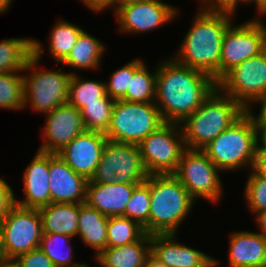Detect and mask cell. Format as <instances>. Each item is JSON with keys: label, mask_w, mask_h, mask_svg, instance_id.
<instances>
[{"label": "cell", "mask_w": 266, "mask_h": 267, "mask_svg": "<svg viewBox=\"0 0 266 267\" xmlns=\"http://www.w3.org/2000/svg\"><path fill=\"white\" fill-rule=\"evenodd\" d=\"M216 87V81L207 73L170 57L157 66L154 102L164 122L180 124Z\"/></svg>", "instance_id": "cell-1"}, {"label": "cell", "mask_w": 266, "mask_h": 267, "mask_svg": "<svg viewBox=\"0 0 266 267\" xmlns=\"http://www.w3.org/2000/svg\"><path fill=\"white\" fill-rule=\"evenodd\" d=\"M231 16L234 15L199 8L173 58L180 64L207 73L217 82L220 79L222 40L225 31L233 23Z\"/></svg>", "instance_id": "cell-2"}, {"label": "cell", "mask_w": 266, "mask_h": 267, "mask_svg": "<svg viewBox=\"0 0 266 267\" xmlns=\"http://www.w3.org/2000/svg\"><path fill=\"white\" fill-rule=\"evenodd\" d=\"M246 111L216 87L202 105L180 123L186 148L202 150Z\"/></svg>", "instance_id": "cell-3"}, {"label": "cell", "mask_w": 266, "mask_h": 267, "mask_svg": "<svg viewBox=\"0 0 266 267\" xmlns=\"http://www.w3.org/2000/svg\"><path fill=\"white\" fill-rule=\"evenodd\" d=\"M149 235L177 234L194 200L173 174L149 175Z\"/></svg>", "instance_id": "cell-4"}, {"label": "cell", "mask_w": 266, "mask_h": 267, "mask_svg": "<svg viewBox=\"0 0 266 267\" xmlns=\"http://www.w3.org/2000/svg\"><path fill=\"white\" fill-rule=\"evenodd\" d=\"M202 150L220 171L252 169L257 152L254 112L247 110Z\"/></svg>", "instance_id": "cell-5"}, {"label": "cell", "mask_w": 266, "mask_h": 267, "mask_svg": "<svg viewBox=\"0 0 266 267\" xmlns=\"http://www.w3.org/2000/svg\"><path fill=\"white\" fill-rule=\"evenodd\" d=\"M44 49L40 41L33 39V54L23 70L33 72L28 73L29 75L22 74L25 107L30 103L32 110L39 113H48L67 103L68 85L72 75V72L65 73L61 68L58 71L39 70L37 65L41 61Z\"/></svg>", "instance_id": "cell-6"}, {"label": "cell", "mask_w": 266, "mask_h": 267, "mask_svg": "<svg viewBox=\"0 0 266 267\" xmlns=\"http://www.w3.org/2000/svg\"><path fill=\"white\" fill-rule=\"evenodd\" d=\"M163 123L155 102L116 100L105 136L112 142L138 145Z\"/></svg>", "instance_id": "cell-7"}, {"label": "cell", "mask_w": 266, "mask_h": 267, "mask_svg": "<svg viewBox=\"0 0 266 267\" xmlns=\"http://www.w3.org/2000/svg\"><path fill=\"white\" fill-rule=\"evenodd\" d=\"M149 176L139 145L107 140L90 182L141 184Z\"/></svg>", "instance_id": "cell-8"}, {"label": "cell", "mask_w": 266, "mask_h": 267, "mask_svg": "<svg viewBox=\"0 0 266 267\" xmlns=\"http://www.w3.org/2000/svg\"><path fill=\"white\" fill-rule=\"evenodd\" d=\"M138 145L149 175L173 174L186 149L181 125L170 122H164Z\"/></svg>", "instance_id": "cell-9"}, {"label": "cell", "mask_w": 266, "mask_h": 267, "mask_svg": "<svg viewBox=\"0 0 266 267\" xmlns=\"http://www.w3.org/2000/svg\"><path fill=\"white\" fill-rule=\"evenodd\" d=\"M217 88L246 110L266 95V50L234 66L217 82Z\"/></svg>", "instance_id": "cell-10"}, {"label": "cell", "mask_w": 266, "mask_h": 267, "mask_svg": "<svg viewBox=\"0 0 266 267\" xmlns=\"http://www.w3.org/2000/svg\"><path fill=\"white\" fill-rule=\"evenodd\" d=\"M219 171L203 150L186 148L173 175L194 200L200 197L217 203L223 193Z\"/></svg>", "instance_id": "cell-11"}, {"label": "cell", "mask_w": 266, "mask_h": 267, "mask_svg": "<svg viewBox=\"0 0 266 267\" xmlns=\"http://www.w3.org/2000/svg\"><path fill=\"white\" fill-rule=\"evenodd\" d=\"M1 227L7 260H15L40 246L42 225L38 209L14 204L2 219Z\"/></svg>", "instance_id": "cell-12"}, {"label": "cell", "mask_w": 266, "mask_h": 267, "mask_svg": "<svg viewBox=\"0 0 266 267\" xmlns=\"http://www.w3.org/2000/svg\"><path fill=\"white\" fill-rule=\"evenodd\" d=\"M262 21L255 17L227 28L221 47L220 78L234 66L266 50V29Z\"/></svg>", "instance_id": "cell-13"}, {"label": "cell", "mask_w": 266, "mask_h": 267, "mask_svg": "<svg viewBox=\"0 0 266 267\" xmlns=\"http://www.w3.org/2000/svg\"><path fill=\"white\" fill-rule=\"evenodd\" d=\"M160 0H145L118 7L114 12L120 33L141 34L171 22L177 8Z\"/></svg>", "instance_id": "cell-14"}, {"label": "cell", "mask_w": 266, "mask_h": 267, "mask_svg": "<svg viewBox=\"0 0 266 267\" xmlns=\"http://www.w3.org/2000/svg\"><path fill=\"white\" fill-rule=\"evenodd\" d=\"M45 116L46 123L42 135L44 139L38 151L58 153L86 130L80 110L69 103L59 105L45 113Z\"/></svg>", "instance_id": "cell-15"}, {"label": "cell", "mask_w": 266, "mask_h": 267, "mask_svg": "<svg viewBox=\"0 0 266 267\" xmlns=\"http://www.w3.org/2000/svg\"><path fill=\"white\" fill-rule=\"evenodd\" d=\"M107 140L104 133L85 130L57 154L73 171L89 181L96 171Z\"/></svg>", "instance_id": "cell-16"}, {"label": "cell", "mask_w": 266, "mask_h": 267, "mask_svg": "<svg viewBox=\"0 0 266 267\" xmlns=\"http://www.w3.org/2000/svg\"><path fill=\"white\" fill-rule=\"evenodd\" d=\"M52 203H84L88 180L73 171L57 153H49Z\"/></svg>", "instance_id": "cell-17"}, {"label": "cell", "mask_w": 266, "mask_h": 267, "mask_svg": "<svg viewBox=\"0 0 266 267\" xmlns=\"http://www.w3.org/2000/svg\"><path fill=\"white\" fill-rule=\"evenodd\" d=\"M49 183V153L37 151L23 173L25 198L22 200L14 198L15 204L32 209L49 205L51 203Z\"/></svg>", "instance_id": "cell-18"}, {"label": "cell", "mask_w": 266, "mask_h": 267, "mask_svg": "<svg viewBox=\"0 0 266 267\" xmlns=\"http://www.w3.org/2000/svg\"><path fill=\"white\" fill-rule=\"evenodd\" d=\"M138 184L87 183L86 203L106 217L124 216L126 205Z\"/></svg>", "instance_id": "cell-19"}, {"label": "cell", "mask_w": 266, "mask_h": 267, "mask_svg": "<svg viewBox=\"0 0 266 267\" xmlns=\"http://www.w3.org/2000/svg\"><path fill=\"white\" fill-rule=\"evenodd\" d=\"M176 237V234L151 235V253L170 267H201L211 258L202 251L180 244Z\"/></svg>", "instance_id": "cell-20"}, {"label": "cell", "mask_w": 266, "mask_h": 267, "mask_svg": "<svg viewBox=\"0 0 266 267\" xmlns=\"http://www.w3.org/2000/svg\"><path fill=\"white\" fill-rule=\"evenodd\" d=\"M229 241L230 267H266V238L262 234L238 231Z\"/></svg>", "instance_id": "cell-21"}, {"label": "cell", "mask_w": 266, "mask_h": 267, "mask_svg": "<svg viewBox=\"0 0 266 267\" xmlns=\"http://www.w3.org/2000/svg\"><path fill=\"white\" fill-rule=\"evenodd\" d=\"M151 253V235L144 234L138 241L116 247H106L95 261L102 267H143Z\"/></svg>", "instance_id": "cell-22"}, {"label": "cell", "mask_w": 266, "mask_h": 267, "mask_svg": "<svg viewBox=\"0 0 266 267\" xmlns=\"http://www.w3.org/2000/svg\"><path fill=\"white\" fill-rule=\"evenodd\" d=\"M39 210L42 233L75 237L78 234L79 203H50Z\"/></svg>", "instance_id": "cell-23"}, {"label": "cell", "mask_w": 266, "mask_h": 267, "mask_svg": "<svg viewBox=\"0 0 266 267\" xmlns=\"http://www.w3.org/2000/svg\"><path fill=\"white\" fill-rule=\"evenodd\" d=\"M108 217L86 202L79 203L78 234L83 243L95 250L97 256L107 247Z\"/></svg>", "instance_id": "cell-24"}, {"label": "cell", "mask_w": 266, "mask_h": 267, "mask_svg": "<svg viewBox=\"0 0 266 267\" xmlns=\"http://www.w3.org/2000/svg\"><path fill=\"white\" fill-rule=\"evenodd\" d=\"M106 48L96 37H93L86 31H82L77 38L71 52L61 65L70 66V68L89 70L98 69Z\"/></svg>", "instance_id": "cell-25"}, {"label": "cell", "mask_w": 266, "mask_h": 267, "mask_svg": "<svg viewBox=\"0 0 266 267\" xmlns=\"http://www.w3.org/2000/svg\"><path fill=\"white\" fill-rule=\"evenodd\" d=\"M32 54V37L9 38L0 41V73L23 72Z\"/></svg>", "instance_id": "cell-26"}, {"label": "cell", "mask_w": 266, "mask_h": 267, "mask_svg": "<svg viewBox=\"0 0 266 267\" xmlns=\"http://www.w3.org/2000/svg\"><path fill=\"white\" fill-rule=\"evenodd\" d=\"M72 238L69 235L42 233L39 248L49 257L55 267H86L88 264L75 263L73 260V247L70 245ZM65 248L66 251H64Z\"/></svg>", "instance_id": "cell-27"}, {"label": "cell", "mask_w": 266, "mask_h": 267, "mask_svg": "<svg viewBox=\"0 0 266 267\" xmlns=\"http://www.w3.org/2000/svg\"><path fill=\"white\" fill-rule=\"evenodd\" d=\"M83 30L67 20H58L54 24L49 35L48 50L57 63H62L67 58Z\"/></svg>", "instance_id": "cell-28"}, {"label": "cell", "mask_w": 266, "mask_h": 267, "mask_svg": "<svg viewBox=\"0 0 266 267\" xmlns=\"http://www.w3.org/2000/svg\"><path fill=\"white\" fill-rule=\"evenodd\" d=\"M105 82L95 80H85L72 73L68 85L67 103L76 107L78 110L86 104L99 102V98L105 97Z\"/></svg>", "instance_id": "cell-29"}, {"label": "cell", "mask_w": 266, "mask_h": 267, "mask_svg": "<svg viewBox=\"0 0 266 267\" xmlns=\"http://www.w3.org/2000/svg\"><path fill=\"white\" fill-rule=\"evenodd\" d=\"M157 69L153 73L148 71L144 62L130 78L125 97L127 102L149 103L155 101Z\"/></svg>", "instance_id": "cell-30"}, {"label": "cell", "mask_w": 266, "mask_h": 267, "mask_svg": "<svg viewBox=\"0 0 266 267\" xmlns=\"http://www.w3.org/2000/svg\"><path fill=\"white\" fill-rule=\"evenodd\" d=\"M107 247H116L138 241L144 234V228L136 221L124 216L108 218Z\"/></svg>", "instance_id": "cell-31"}, {"label": "cell", "mask_w": 266, "mask_h": 267, "mask_svg": "<svg viewBox=\"0 0 266 267\" xmlns=\"http://www.w3.org/2000/svg\"><path fill=\"white\" fill-rule=\"evenodd\" d=\"M115 100L109 95L99 98V102L86 104L80 109L84 127L87 131L106 133Z\"/></svg>", "instance_id": "cell-32"}, {"label": "cell", "mask_w": 266, "mask_h": 267, "mask_svg": "<svg viewBox=\"0 0 266 267\" xmlns=\"http://www.w3.org/2000/svg\"><path fill=\"white\" fill-rule=\"evenodd\" d=\"M150 201L151 197L148 176L143 183L134 187L124 211V217L138 222L148 235Z\"/></svg>", "instance_id": "cell-33"}, {"label": "cell", "mask_w": 266, "mask_h": 267, "mask_svg": "<svg viewBox=\"0 0 266 267\" xmlns=\"http://www.w3.org/2000/svg\"><path fill=\"white\" fill-rule=\"evenodd\" d=\"M24 107V86L21 72L0 73V109L19 111Z\"/></svg>", "instance_id": "cell-34"}, {"label": "cell", "mask_w": 266, "mask_h": 267, "mask_svg": "<svg viewBox=\"0 0 266 267\" xmlns=\"http://www.w3.org/2000/svg\"><path fill=\"white\" fill-rule=\"evenodd\" d=\"M143 63L141 59L137 58L112 72L108 83L105 82L106 94L115 101L122 100L126 95L130 78Z\"/></svg>", "instance_id": "cell-35"}, {"label": "cell", "mask_w": 266, "mask_h": 267, "mask_svg": "<svg viewBox=\"0 0 266 267\" xmlns=\"http://www.w3.org/2000/svg\"><path fill=\"white\" fill-rule=\"evenodd\" d=\"M245 185V201L249 209L257 214L266 210V179L257 175L252 169Z\"/></svg>", "instance_id": "cell-36"}, {"label": "cell", "mask_w": 266, "mask_h": 267, "mask_svg": "<svg viewBox=\"0 0 266 267\" xmlns=\"http://www.w3.org/2000/svg\"><path fill=\"white\" fill-rule=\"evenodd\" d=\"M15 260L21 267H55L53 262L39 247L20 255Z\"/></svg>", "instance_id": "cell-37"}, {"label": "cell", "mask_w": 266, "mask_h": 267, "mask_svg": "<svg viewBox=\"0 0 266 267\" xmlns=\"http://www.w3.org/2000/svg\"><path fill=\"white\" fill-rule=\"evenodd\" d=\"M201 1V0H200ZM202 8L208 12H226L235 15L239 0H202Z\"/></svg>", "instance_id": "cell-38"}, {"label": "cell", "mask_w": 266, "mask_h": 267, "mask_svg": "<svg viewBox=\"0 0 266 267\" xmlns=\"http://www.w3.org/2000/svg\"><path fill=\"white\" fill-rule=\"evenodd\" d=\"M12 189L4 179L0 178V222L15 204V195Z\"/></svg>", "instance_id": "cell-39"}, {"label": "cell", "mask_w": 266, "mask_h": 267, "mask_svg": "<svg viewBox=\"0 0 266 267\" xmlns=\"http://www.w3.org/2000/svg\"><path fill=\"white\" fill-rule=\"evenodd\" d=\"M252 170L266 179V151L257 150Z\"/></svg>", "instance_id": "cell-40"}, {"label": "cell", "mask_w": 266, "mask_h": 267, "mask_svg": "<svg viewBox=\"0 0 266 267\" xmlns=\"http://www.w3.org/2000/svg\"><path fill=\"white\" fill-rule=\"evenodd\" d=\"M85 6L92 11L103 12L106 9H110L112 6L113 0H81Z\"/></svg>", "instance_id": "cell-41"}, {"label": "cell", "mask_w": 266, "mask_h": 267, "mask_svg": "<svg viewBox=\"0 0 266 267\" xmlns=\"http://www.w3.org/2000/svg\"><path fill=\"white\" fill-rule=\"evenodd\" d=\"M257 150L266 151V123H256Z\"/></svg>", "instance_id": "cell-42"}, {"label": "cell", "mask_w": 266, "mask_h": 267, "mask_svg": "<svg viewBox=\"0 0 266 267\" xmlns=\"http://www.w3.org/2000/svg\"><path fill=\"white\" fill-rule=\"evenodd\" d=\"M257 225L260 227L259 233L266 238V210L259 212L255 216Z\"/></svg>", "instance_id": "cell-43"}, {"label": "cell", "mask_w": 266, "mask_h": 267, "mask_svg": "<svg viewBox=\"0 0 266 267\" xmlns=\"http://www.w3.org/2000/svg\"><path fill=\"white\" fill-rule=\"evenodd\" d=\"M261 103V110L257 115H254L255 123H266V95L259 101Z\"/></svg>", "instance_id": "cell-44"}, {"label": "cell", "mask_w": 266, "mask_h": 267, "mask_svg": "<svg viewBox=\"0 0 266 267\" xmlns=\"http://www.w3.org/2000/svg\"><path fill=\"white\" fill-rule=\"evenodd\" d=\"M143 267H170V266H168L164 262H161L152 253H150Z\"/></svg>", "instance_id": "cell-45"}, {"label": "cell", "mask_w": 266, "mask_h": 267, "mask_svg": "<svg viewBox=\"0 0 266 267\" xmlns=\"http://www.w3.org/2000/svg\"><path fill=\"white\" fill-rule=\"evenodd\" d=\"M145 0H113L111 8L115 11L118 7Z\"/></svg>", "instance_id": "cell-46"}, {"label": "cell", "mask_w": 266, "mask_h": 267, "mask_svg": "<svg viewBox=\"0 0 266 267\" xmlns=\"http://www.w3.org/2000/svg\"><path fill=\"white\" fill-rule=\"evenodd\" d=\"M14 0H0V14L4 13L6 10L10 8V4Z\"/></svg>", "instance_id": "cell-47"}, {"label": "cell", "mask_w": 266, "mask_h": 267, "mask_svg": "<svg viewBox=\"0 0 266 267\" xmlns=\"http://www.w3.org/2000/svg\"><path fill=\"white\" fill-rule=\"evenodd\" d=\"M0 267H21L16 260H4L0 263Z\"/></svg>", "instance_id": "cell-48"}, {"label": "cell", "mask_w": 266, "mask_h": 267, "mask_svg": "<svg viewBox=\"0 0 266 267\" xmlns=\"http://www.w3.org/2000/svg\"><path fill=\"white\" fill-rule=\"evenodd\" d=\"M6 260L3 250L2 227L0 222V263Z\"/></svg>", "instance_id": "cell-49"}, {"label": "cell", "mask_w": 266, "mask_h": 267, "mask_svg": "<svg viewBox=\"0 0 266 267\" xmlns=\"http://www.w3.org/2000/svg\"><path fill=\"white\" fill-rule=\"evenodd\" d=\"M266 10V0H257V11L263 13Z\"/></svg>", "instance_id": "cell-50"}, {"label": "cell", "mask_w": 266, "mask_h": 267, "mask_svg": "<svg viewBox=\"0 0 266 267\" xmlns=\"http://www.w3.org/2000/svg\"><path fill=\"white\" fill-rule=\"evenodd\" d=\"M217 264H219L217 259L211 257L201 267H215Z\"/></svg>", "instance_id": "cell-51"}, {"label": "cell", "mask_w": 266, "mask_h": 267, "mask_svg": "<svg viewBox=\"0 0 266 267\" xmlns=\"http://www.w3.org/2000/svg\"><path fill=\"white\" fill-rule=\"evenodd\" d=\"M239 3L241 4H243V3H247V4H252V3H254L255 5H256V8H257V0H239Z\"/></svg>", "instance_id": "cell-52"}, {"label": "cell", "mask_w": 266, "mask_h": 267, "mask_svg": "<svg viewBox=\"0 0 266 267\" xmlns=\"http://www.w3.org/2000/svg\"><path fill=\"white\" fill-rule=\"evenodd\" d=\"M264 14H266V10H265L262 14H259V13H258V15H260V16H261V15H264ZM265 29H266V25H265Z\"/></svg>", "instance_id": "cell-53"}]
</instances>
